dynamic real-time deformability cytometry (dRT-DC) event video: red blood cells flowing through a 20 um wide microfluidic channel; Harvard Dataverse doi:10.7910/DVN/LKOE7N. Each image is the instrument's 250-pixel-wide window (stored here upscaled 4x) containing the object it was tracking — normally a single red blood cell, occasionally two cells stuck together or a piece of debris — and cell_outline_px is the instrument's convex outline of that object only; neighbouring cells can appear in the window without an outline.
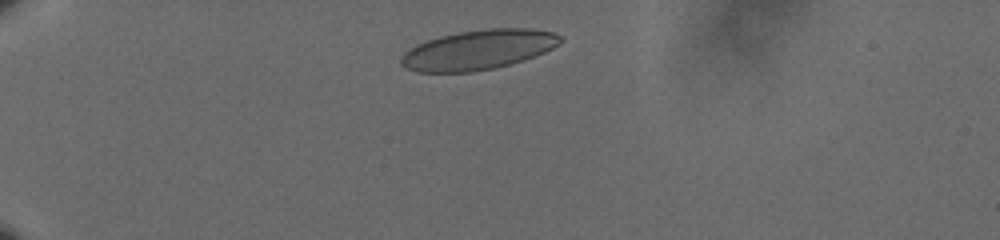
{"species": "human", "species_latin": "Homo sapiens", "temperature_condition": "cold", "stored_images_in_passage": 42, "camera_frame_rate_fps": 3000, "um_per_image_px": 0.085, "donor": {"sex": "male"}, "frame": {"image": 1, "passage_image": 5, "time_ms": 1.333, "image_size_px": [1000, 240], "cell_outline_px": [[564, 40], [560, 44], [544, 52], [524, 60], [496, 68], [472, 72], [416, 72], [404, 68], [400, 64], [400, 56], [404, 52], [416, 44], [440, 36], [460, 32], [488, 28], [532, 28], [552, 32], [564, 36]], "centroid_in_image_um": [40.66, 4.23], "position_along_channel_um": 44.3, "area_um2": 37.22}}
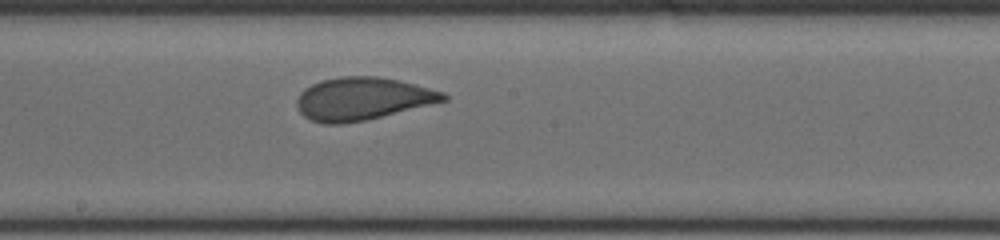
{"frame": {"image": 2, "passage_image": 24, "time_ms": 7.667, "image_size_px": [1000, 240], "cell_outline_px": [[448, 100], [368, 120], [340, 124], [324, 124], [312, 120], [304, 116], [300, 112], [296, 104], [296, 100], [300, 92], [304, 88], [320, 80], [340, 76], [376, 76], [396, 80], [444, 92], [448, 96]], "centroid_in_image_um": [30.78, 8.4], "position_along_channel_um": 217.4, "area_um2": 36.47}}
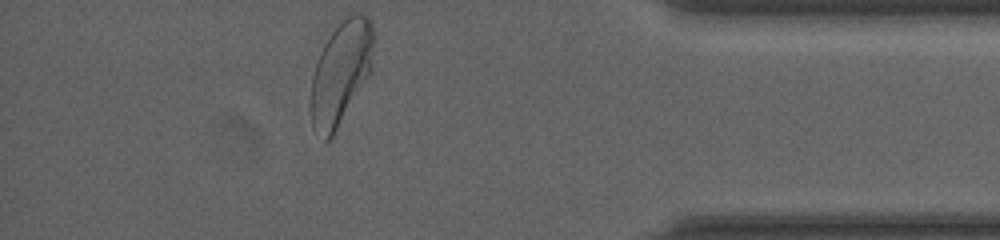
{"frame": {"image": 3, "passage_image": 42, "time_ms": 13.667, "image_size_px": [1000, 240], "cell_outline_px": [[372, 72], [332, 136], [328, 140], [324, 140], [312, 128], [312, 76], [316, 60], [324, 44], [332, 32], [352, 12], [360, 12], [368, 16], [372, 20]], "centroid_in_image_um": [28.99, 6.17], "position_along_channel_um": 406.2, "area_um2": 37.34}, "authors_computed_cell_mechanics": {"area_um2": 36.3562, "velocity_mm_per_s": 3.5925, "shape_relaxation_time_tau1_ms": 5.7232, "shape_relaxation_time_tau2_ms": null, "deformation_change_tau1": 0.1684, "deformation_change_tau2": null}}